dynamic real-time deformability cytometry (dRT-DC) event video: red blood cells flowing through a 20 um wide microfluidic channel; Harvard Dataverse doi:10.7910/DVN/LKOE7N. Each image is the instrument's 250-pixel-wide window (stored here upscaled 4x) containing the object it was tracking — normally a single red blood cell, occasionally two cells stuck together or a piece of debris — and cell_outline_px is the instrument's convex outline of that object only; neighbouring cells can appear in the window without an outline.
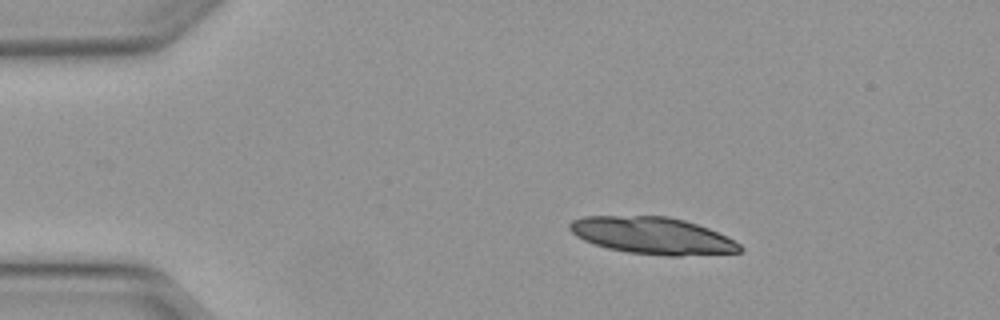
{"species": "Egyptian fruit bat (a non-hibernating species)", "species_latin": "Rousettus aegyptiacus", "temperature_condition": "warm", "stored_images_in_passage": 9, "camera_frame_rate_fps": 3000, "um_per_image_px": 0.085, "animal": {"sex": "female"}, "frame": {"image": 1, "passage_image": 1, "time_ms": 0.0, "image_size_px": [1000, 320], "cell_outline_px": [[744, 248], [740, 252], [680, 256], [668, 256], [628, 252], [608, 248], [584, 240], [576, 236], [568, 228], [568, 224], [572, 220], [584, 216], [668, 216], [684, 220], [708, 228], [740, 244]], "centroid_in_image_um": [55.44, 20.02], "position_along_channel_um": 29.6, "area_um2": 36.41}}